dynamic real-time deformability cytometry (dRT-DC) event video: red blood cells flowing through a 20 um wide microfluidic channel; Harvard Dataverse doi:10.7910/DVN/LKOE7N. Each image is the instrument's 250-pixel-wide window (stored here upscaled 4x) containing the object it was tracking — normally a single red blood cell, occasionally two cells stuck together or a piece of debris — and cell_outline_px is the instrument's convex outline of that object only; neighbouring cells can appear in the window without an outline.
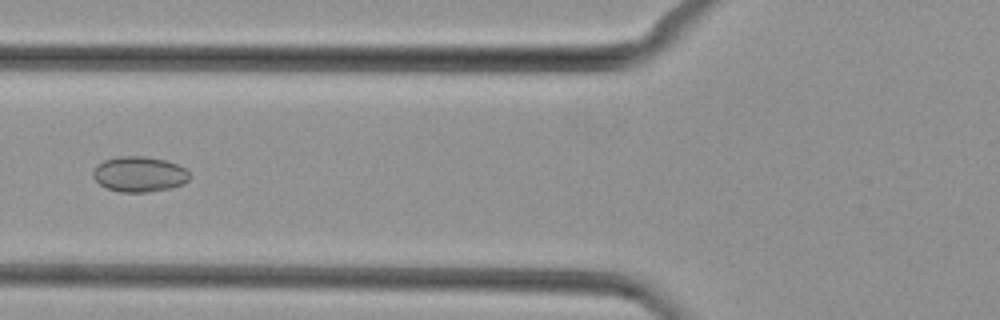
{"species": "common noctule bat (a hibernating species)", "species_latin": "Nyctalus noctula", "temperature_condition": "cold", "stored_images_in_passage": 37, "camera_frame_rate_fps": 3000, "um_per_image_px": 0.085, "animal": {"sex": "female", "body_mass_g": 29.2, "forearm_length_mm": 56.3}, "frame": {"image": 1, "passage_image": 13, "time_ms": 4.0, "image_size_px": [1000, 320], "cell_outline_px": [[192, 176], [184, 184], [172, 188], [148, 192], [120, 192], [108, 188], [100, 184], [92, 176], [92, 172], [104, 160], [120, 156], [144, 156], [164, 160], [176, 164], [184, 168]], "centroid_in_image_um": [11.87, 14.81], "position_along_channel_um": 113.9, "area_um2": 19.83}}
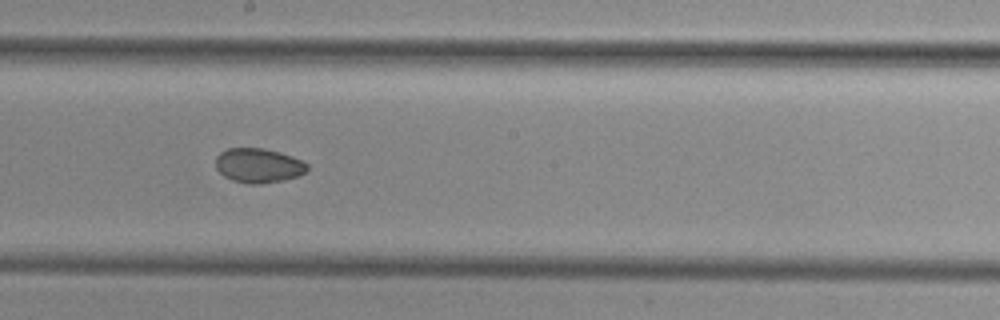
{"frame": {"image": 2, "passage_image": 21, "time_ms": 6.667, "image_size_px": [1000, 320], "cell_outline_px": [[308, 172], [284, 180], [260, 184], [248, 184], [232, 180], [224, 176], [216, 168], [216, 156], [220, 152], [228, 148], [264, 148], [280, 152], [292, 156], [308, 164]], "centroid_in_image_um": [21.97, 14.07], "position_along_channel_um": 226.2, "area_um2": 18.5}}
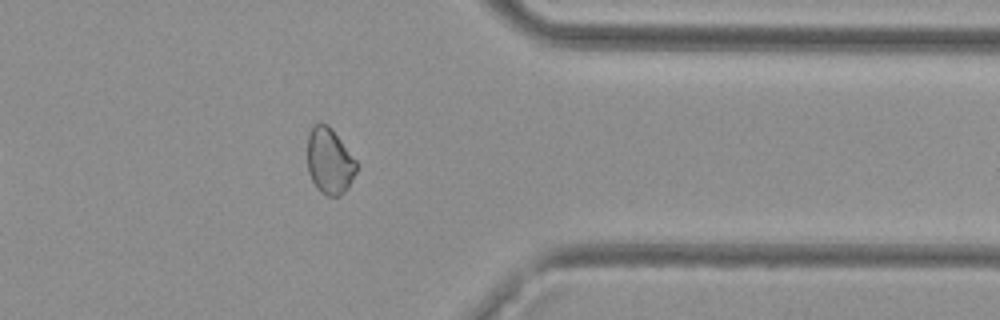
{"frame": {"image": 3, "passage_image": 33, "time_ms": 10.667, "image_size_px": [1000, 320], "cell_outline_px": [[360, 164], [348, 188], [340, 196], [328, 196], [320, 192], [316, 188], [308, 172], [308, 136], [312, 124], [320, 120], [328, 124], [332, 128]], "centroid_in_image_um": [28.02, 13.66], "position_along_channel_um": 383.4, "area_um2": 19.42}}